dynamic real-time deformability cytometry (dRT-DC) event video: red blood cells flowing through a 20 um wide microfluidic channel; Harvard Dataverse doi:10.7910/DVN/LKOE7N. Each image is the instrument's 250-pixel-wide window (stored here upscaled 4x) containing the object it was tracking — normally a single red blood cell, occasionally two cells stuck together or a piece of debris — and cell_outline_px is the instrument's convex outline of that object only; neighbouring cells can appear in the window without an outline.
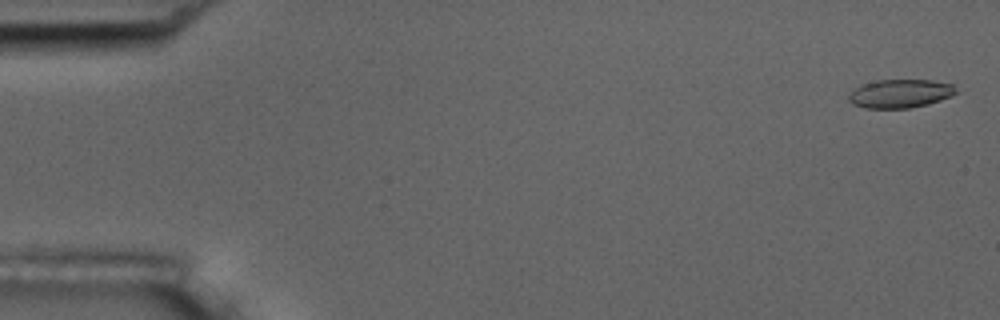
{"species": "common noctule bat (a hibernating species)", "species_latin": "Nyctalus noctula", "temperature_condition": "room temperature", "stored_images_in_passage": 6, "camera_frame_rate_fps": 3000, "um_per_image_px": 0.085, "animal": {"sex": "male", "body_mass_g": 17.5, "forearm_length_mm": 52.3}, "frame": {"image": 1, "passage_image": 1, "time_ms": 0.0, "image_size_px": [1000, 320], "cell_outline_px": [[956, 92], [952, 96], [928, 104], [908, 108], [864, 108], [852, 104], [848, 100], [848, 96], [860, 84], [876, 80], [932, 80], [952, 84], [956, 88]], "centroid_in_image_um": [76.5, 7.95], "position_along_channel_um": 8.5, "area_um2": 17.86}}